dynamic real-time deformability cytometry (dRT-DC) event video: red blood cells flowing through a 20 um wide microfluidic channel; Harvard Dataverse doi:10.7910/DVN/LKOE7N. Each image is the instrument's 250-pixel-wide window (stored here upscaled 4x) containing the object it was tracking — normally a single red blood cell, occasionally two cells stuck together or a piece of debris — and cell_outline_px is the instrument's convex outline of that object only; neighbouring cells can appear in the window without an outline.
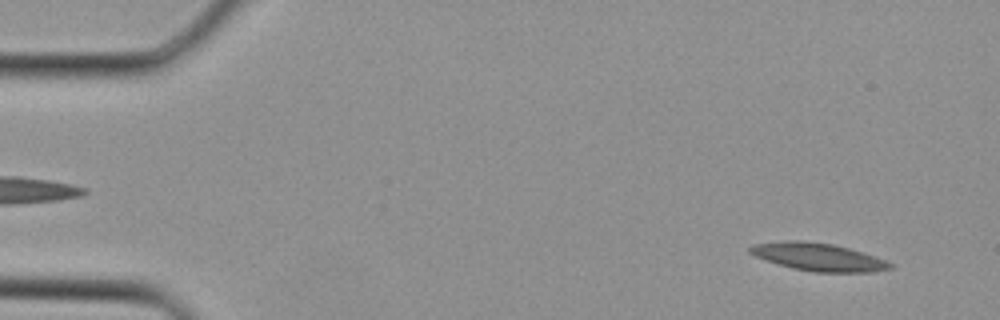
{"species": "Egyptian fruit bat (a non-hibernating species)", "species_latin": "Rousettus aegyptiacus", "temperature_condition": "cold", "stored_images_in_passage": 35, "camera_frame_rate_fps": 3000, "um_per_image_px": 0.085, "animal": {"sex": "female"}, "frame": {"image": 1, "passage_image": 2, "time_ms": 0.333, "image_size_px": [1000, 320], "cell_outline_px": [[892, 268], [868, 272], [816, 272], [792, 268], [764, 260], [748, 252], [748, 248], [752, 244], [788, 240], [800, 240], [832, 244], [848, 248], [884, 260], [892, 264]], "centroid_in_image_um": [69.47, 21.83], "position_along_channel_um": 15.5, "area_um2": 22.37}}
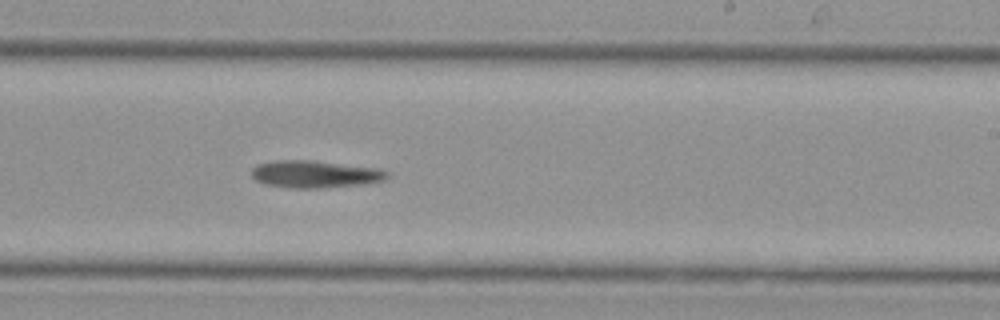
{"frame": {"image": 2, "passage_image": 21, "time_ms": 6.667, "image_size_px": [1000, 320], "cell_outline_px": [[388, 176], [384, 180], [360, 184], [320, 188], [288, 188], [264, 184], [256, 180], [252, 176], [252, 168], [256, 164], [276, 160], [312, 160], [380, 168], [388, 172]], "centroid_in_image_um": [26.74, 14.79], "position_along_channel_um": 262.3, "area_um2": 21.62}}
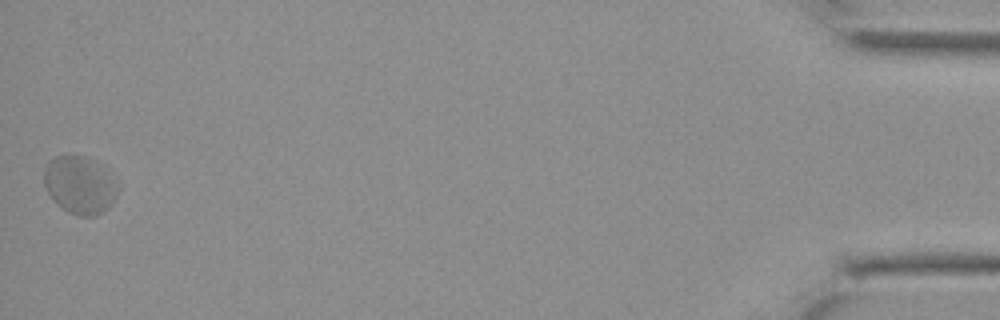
{"frame": {"image": 3, "passage_image": 35, "time_ms": 11.333, "image_size_px": [1000, 320], "cell_outline_px": [[120, 192], [112, 204], [104, 212], [96, 216], [80, 216], [68, 212], [52, 200], [44, 184], [44, 168], [48, 160], [56, 156], [84, 156], [100, 168], [120, 184]], "centroid_in_image_um": [6.78, 15.77], "position_along_channel_um": 428.4, "area_um2": 24.68}}